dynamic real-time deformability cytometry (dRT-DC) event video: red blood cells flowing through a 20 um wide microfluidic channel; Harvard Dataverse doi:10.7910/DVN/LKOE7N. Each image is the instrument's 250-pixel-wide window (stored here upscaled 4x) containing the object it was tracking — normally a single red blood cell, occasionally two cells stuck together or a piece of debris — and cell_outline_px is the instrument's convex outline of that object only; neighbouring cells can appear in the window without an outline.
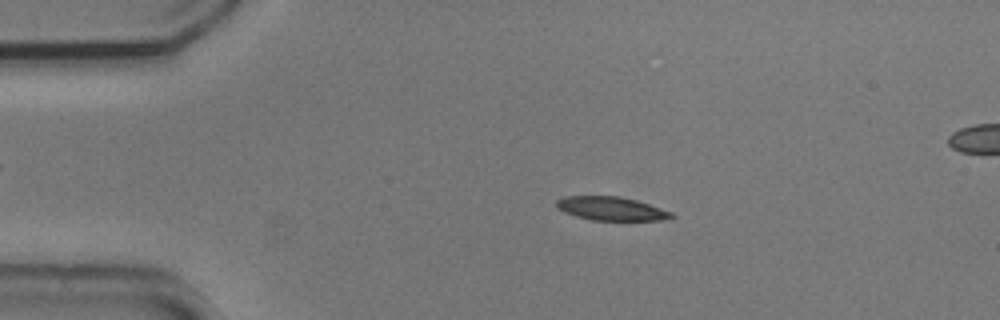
{"species": "common noctule bat (a hibernating species)", "species_latin": "Nyctalus noctula", "temperature_condition": "cold", "stored_images_in_passage": 55, "segment_of_instrument_passage": [1, 2], "camera_frame_rate_fps": 3000, "um_per_image_px": 0.085, "animal": {"sex": "male", "body_mass_g": 20.5, "forearm_length_mm": 52.5}, "frame": {"image": 1, "passage_image": 10, "time_ms": 3.0, "image_size_px": [1000, 320], "cell_outline_px": [[676, 216], [660, 220], [592, 220], [576, 216], [564, 212], [556, 208], [556, 200], [564, 196], [620, 196], [636, 200], [672, 212]], "centroid_in_image_um": [51.91, 17.72], "position_along_channel_um": 33.1, "area_um2": 15.78}}
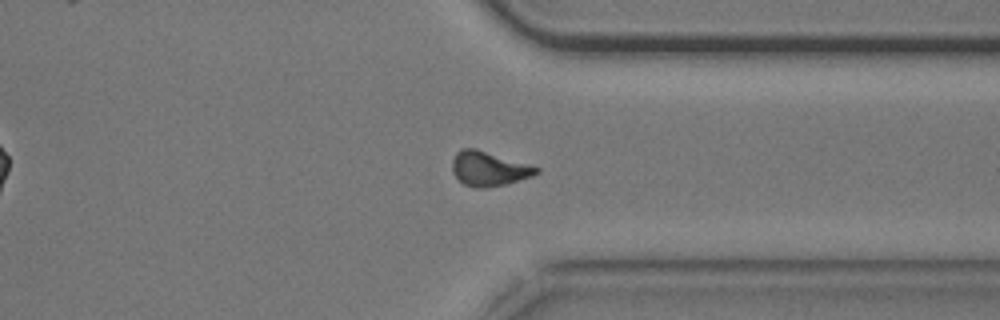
{"frame": {"image": 2, "passage_image": 41, "time_ms": 13.333, "image_size_px": [1000, 320], "cell_outline_px": [[540, 172], [532, 176], [508, 184], [488, 188], [476, 188], [464, 184], [452, 172], [452, 160], [456, 152], [460, 148], [476, 148], [540, 168]], "centroid_in_image_um": [41.54, 14.35], "position_along_channel_um": 369.9, "area_um2": 16.99}}
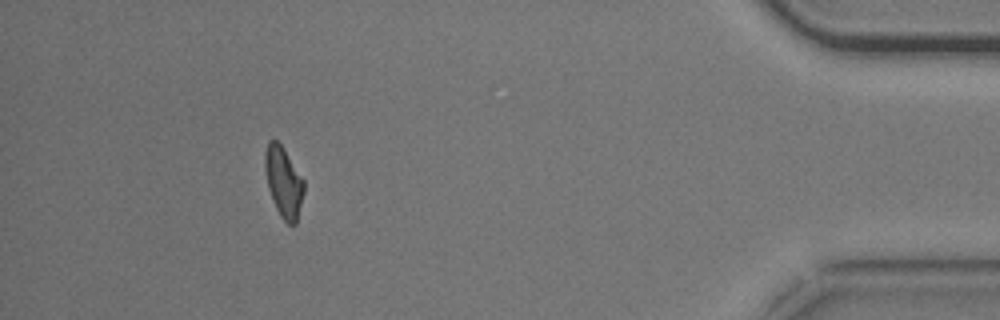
{"frame": {"image": 3, "passage_image": 49, "time_ms": 16.0, "image_size_px": [1000, 320], "cell_outline_px": [[304, 192], [296, 224], [288, 224], [280, 216], [276, 208], [268, 188], [264, 168], [264, 152], [268, 140], [276, 140], [284, 148], [304, 180]], "centroid_in_image_um": [24.09, 15.45], "position_along_channel_um": 411.1, "area_um2": 16.07}}